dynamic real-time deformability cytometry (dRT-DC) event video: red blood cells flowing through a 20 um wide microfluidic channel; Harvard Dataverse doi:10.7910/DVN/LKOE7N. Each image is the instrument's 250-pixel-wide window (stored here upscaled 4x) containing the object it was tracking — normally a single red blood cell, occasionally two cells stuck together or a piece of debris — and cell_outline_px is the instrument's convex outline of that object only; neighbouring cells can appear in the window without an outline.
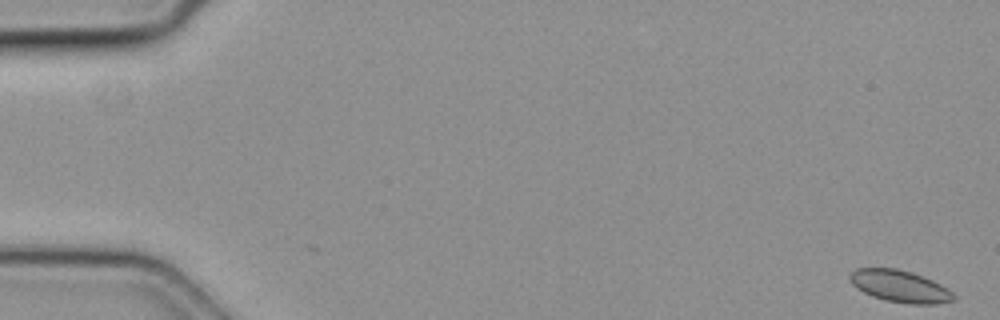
{"species": "common noctule bat (a hibernating species)", "species_latin": "Nyctalus noctula", "temperature_condition": "cold", "stored_images_in_passage": 14, "camera_frame_rate_fps": 3000, "um_per_image_px": 0.085, "animal": {"sex": "female", "body_mass_g": 19.3, "forearm_length_mm": 54.1}, "frame": {"image": 1, "passage_image": 1, "time_ms": 0.0, "image_size_px": [1000, 320], "cell_outline_px": [[956, 300], [936, 304], [912, 304], [884, 300], [872, 296], [856, 288], [852, 284], [848, 276], [856, 268], [896, 268], [912, 272], [932, 280], [948, 288], [956, 296]], "centroid_in_image_um": [76.51, 24.33], "position_along_channel_um": 8.5, "area_um2": 19.42}}